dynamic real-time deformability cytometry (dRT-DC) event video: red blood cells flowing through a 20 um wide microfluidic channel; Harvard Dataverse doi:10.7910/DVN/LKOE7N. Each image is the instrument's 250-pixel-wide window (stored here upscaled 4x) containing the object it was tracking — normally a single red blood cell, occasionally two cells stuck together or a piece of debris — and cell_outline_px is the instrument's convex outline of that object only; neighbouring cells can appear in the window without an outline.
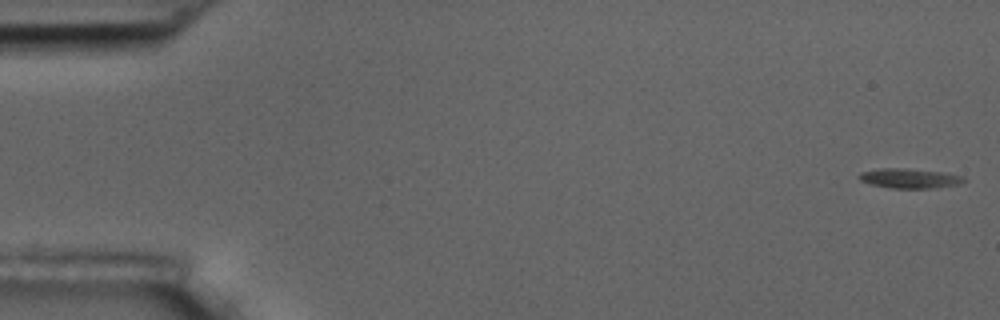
{"species": "common noctule bat (a hibernating species)", "species_latin": "Nyctalus noctula", "temperature_condition": "room temperature", "stored_images_in_passage": 11, "camera_frame_rate_fps": 3000, "um_per_image_px": 0.085, "animal": {"sex": "male", "body_mass_g": 17.5, "forearm_length_mm": 52.3}, "frame": {"image": 1, "passage_image": 1, "time_ms": 0.0, "image_size_px": [1000, 320], "cell_outline_px": [[964, 180], [960, 184], [932, 188], [892, 188], [872, 184], [860, 180], [856, 176], [860, 172], [880, 168], [904, 168], [944, 172], [964, 176]], "centroid_in_image_um": [77.3, 15.15], "position_along_channel_um": 7.7, "area_um2": 12.02}}
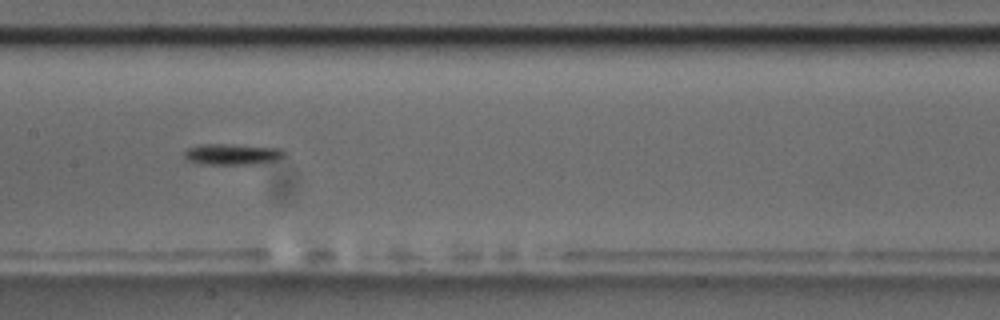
{"frame": {"image": 2, "passage_image": 8, "time_ms": 9.0, "image_size_px": [1000, 320], "cell_outline_px": [[288, 156], [280, 160], [256, 164], [200, 164], [188, 160], [184, 156], [184, 152], [188, 148], [200, 144], [224, 144], [284, 148], [288, 152]], "centroid_in_image_um": [19.86, 13.11], "position_along_channel_um": 187.5, "area_um2": 12.6}}
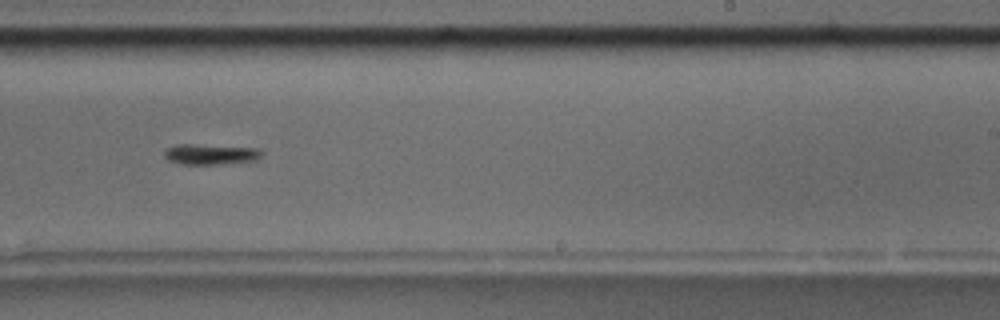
{"frame": {"image": 3, "passage_image": 10, "time_ms": 11.333, "image_size_px": [1000, 320], "cell_outline_px": [[264, 152], [256, 160], [216, 164], [180, 164], [168, 160], [164, 156], [164, 148], [176, 144], [196, 144], [260, 148]], "centroid_in_image_um": [17.86, 13.09], "position_along_channel_um": 271.1, "area_um2": 11.79}}